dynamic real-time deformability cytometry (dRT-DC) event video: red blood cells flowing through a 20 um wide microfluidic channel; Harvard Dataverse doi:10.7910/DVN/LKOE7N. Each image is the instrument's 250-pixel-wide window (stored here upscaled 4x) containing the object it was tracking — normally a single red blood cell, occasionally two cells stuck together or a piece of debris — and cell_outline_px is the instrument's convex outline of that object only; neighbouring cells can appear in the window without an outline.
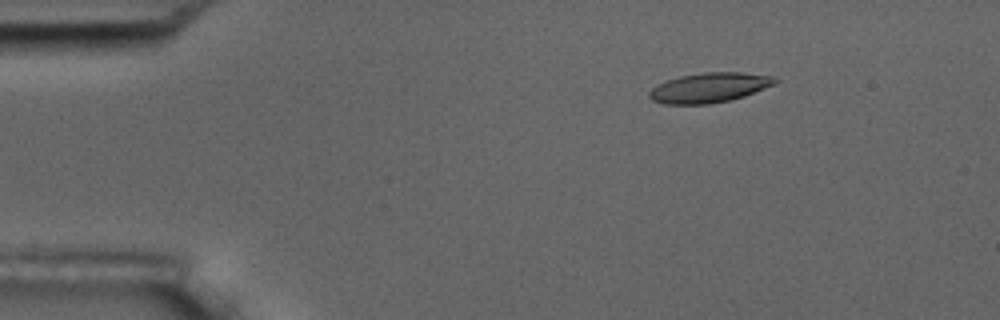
{"species": "common noctule bat (a hibernating species)", "species_latin": "Nyctalus noctula", "temperature_condition": "room temperature", "stored_images_in_passage": 4, "camera_frame_rate_fps": 3000, "um_per_image_px": 0.085, "animal": {"sex": "male", "body_mass_g": 17.5, "forearm_length_mm": 52.3}, "frame": {"image": 1, "passage_image": 2, "time_ms": 2.0, "image_size_px": [1000, 320], "cell_outline_px": [[780, 80], [776, 84], [744, 96], [728, 100], [708, 104], [664, 104], [652, 100], [648, 96], [648, 92], [656, 84], [680, 76], [704, 72], [740, 72], [772, 76]], "centroid_in_image_um": [60.28, 7.44], "position_along_channel_um": 24.7, "area_um2": 21.85}}